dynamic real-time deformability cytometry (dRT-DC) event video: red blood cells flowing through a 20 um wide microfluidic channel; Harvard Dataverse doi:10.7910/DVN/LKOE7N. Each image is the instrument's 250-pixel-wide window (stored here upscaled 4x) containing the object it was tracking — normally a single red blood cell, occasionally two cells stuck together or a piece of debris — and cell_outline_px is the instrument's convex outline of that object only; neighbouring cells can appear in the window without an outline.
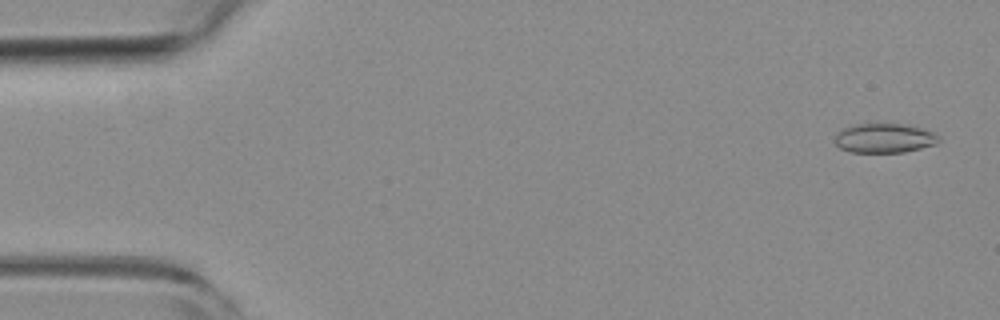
{"species": "common noctule bat (a hibernating species)", "species_latin": "Nyctalus noctula", "temperature_condition": "room temperature", "stored_images_in_passage": 54, "camera_frame_rate_fps": 3000, "um_per_image_px": 0.085, "animal": {"sex": "female", "body_mass_g": 19.3, "forearm_length_mm": 54.1}, "frame": {"image": 1, "passage_image": 2, "time_ms": 0.333, "image_size_px": [1000, 320], "cell_outline_px": [[940, 140], [936, 144], [904, 152], [852, 152], [840, 148], [832, 140], [836, 132], [852, 124], [900, 124], [920, 128], [936, 132], [940, 136]], "centroid_in_image_um": [75.15, 11.74], "position_along_channel_um": 9.9, "area_um2": 17.92}}
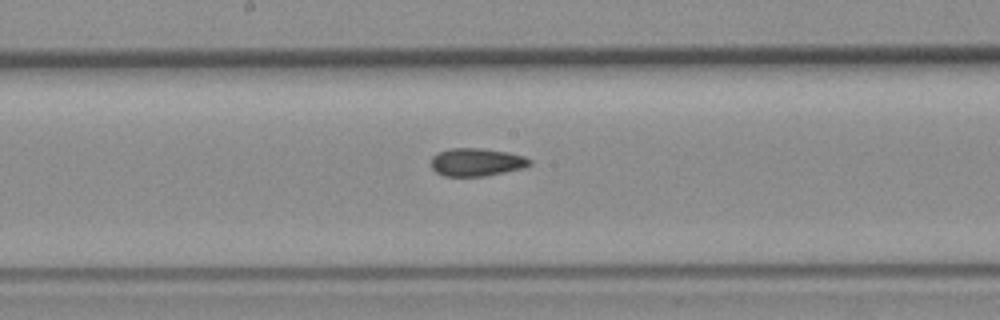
{"frame": {"image": 2, "passage_image": 28, "time_ms": 9.0, "image_size_px": [1000, 320], "cell_outline_px": [[532, 164], [524, 168], [488, 176], [444, 176], [436, 172], [432, 168], [432, 156], [436, 152], [448, 148], [480, 148], [508, 152], [524, 156], [532, 160]], "centroid_in_image_um": [40.52, 13.78], "position_along_channel_um": 207.7, "area_um2": 16.3}}
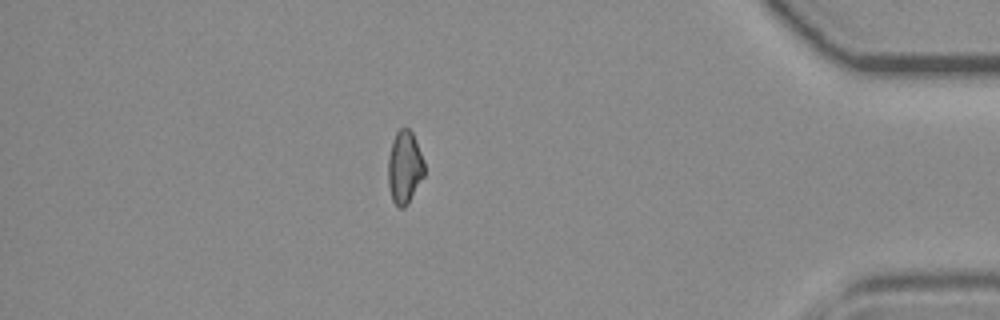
{"frame": {"image": 3, "passage_image": 47, "time_ms": 15.333, "image_size_px": [1000, 320], "cell_outline_px": [[424, 176], [408, 204], [404, 208], [400, 208], [392, 200], [388, 184], [388, 156], [392, 140], [396, 132], [400, 128], [408, 128], [412, 132], [416, 140], [424, 160]], "centroid_in_image_um": [34.38, 14.21], "position_along_channel_um": 400.8, "area_um2": 15.55}, "authors_computed_cell_mechanics": {"area_um2": 16.2129, "velocity_mm_per_s": 3.7486, "shape_relaxation_time_tau1_ms": 5.8644, "shape_relaxation_time_tau2_ms": 3.3261, "deformation_change_tau1": 0.1159, "deformation_change_tau2": 0.0882}}